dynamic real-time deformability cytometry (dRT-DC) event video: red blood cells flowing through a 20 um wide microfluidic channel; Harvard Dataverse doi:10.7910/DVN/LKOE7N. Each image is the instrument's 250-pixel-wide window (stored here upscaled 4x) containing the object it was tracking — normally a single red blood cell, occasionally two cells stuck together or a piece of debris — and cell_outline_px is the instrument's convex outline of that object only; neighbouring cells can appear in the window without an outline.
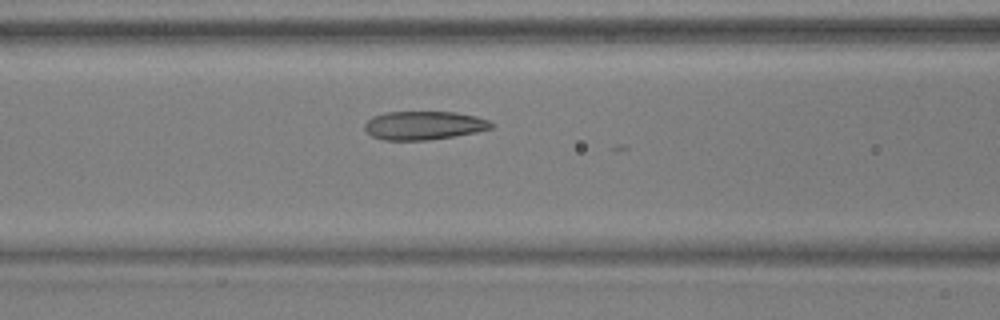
{"species": "common noctule bat (a hibernating species)", "species_latin": "Nyctalus noctula", "temperature_condition": "warm", "stored_images_in_passage": 13, "camera_frame_rate_fps": 3000, "um_per_image_px": 0.085, "animal": {"sex": "male", "body_mass_g": 17.9, "forearm_length_mm": 54.2}, "frame": {"image": 1, "passage_image": 12, "time_ms": 3.667, "image_size_px": [1000, 320], "cell_outline_px": [[492, 128], [476, 132], [428, 140], [384, 140], [372, 136], [364, 128], [364, 124], [372, 116], [384, 112], [456, 112], [476, 116], [488, 120], [492, 124]], "centroid_in_image_um": [36.0, 10.65], "position_along_channel_um": 130.6, "area_um2": 20.98}}